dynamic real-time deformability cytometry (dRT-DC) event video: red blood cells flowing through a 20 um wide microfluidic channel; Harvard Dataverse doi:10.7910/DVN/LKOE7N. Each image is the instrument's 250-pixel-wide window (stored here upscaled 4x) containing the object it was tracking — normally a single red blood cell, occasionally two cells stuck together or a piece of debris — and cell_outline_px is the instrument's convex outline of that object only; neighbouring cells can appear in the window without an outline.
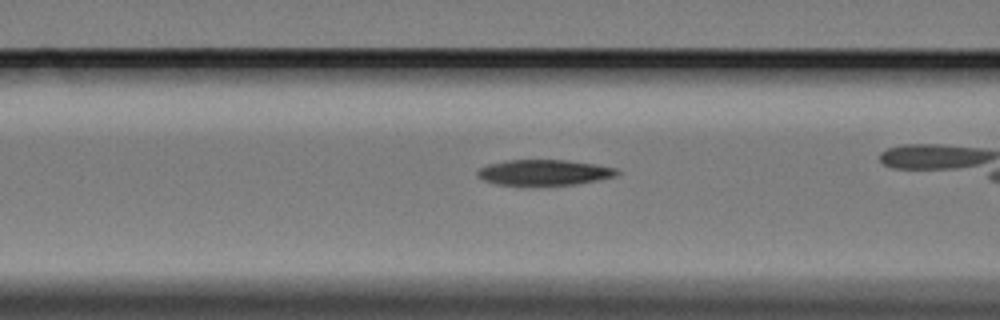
{"species": "Egyptian fruit bat (a non-hibernating species)", "species_latin": "Rousettus aegyptiacus", "temperature_condition": "cold", "stored_images_in_passage": 42, "camera_frame_rate_fps": 3000, "um_per_image_px": 0.085, "animal": {"sex": "female"}, "frame": {"image": 1, "passage_image": 18, "time_ms": 5.667, "image_size_px": [1000, 320], "cell_outline_px": [[620, 172], [616, 176], [600, 180], [576, 184], [496, 184], [484, 180], [476, 176], [476, 172], [480, 168], [488, 164], [504, 160], [568, 160], [616, 168]], "centroid_in_image_um": [46.25, 14.64], "position_along_channel_um": 120.4, "area_um2": 20.58}}
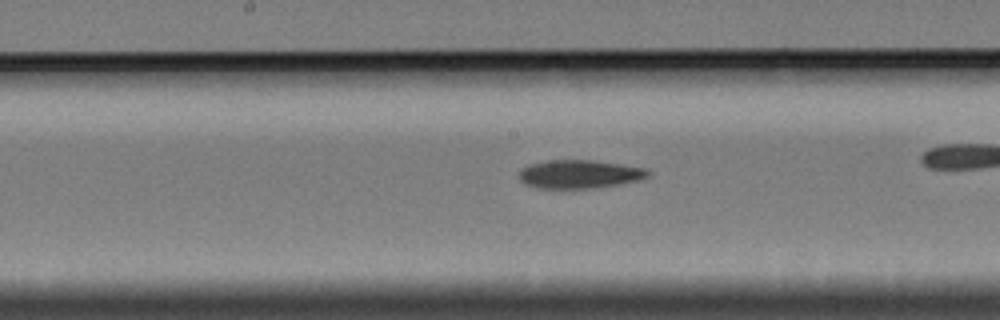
{"frame": {"image": 2, "passage_image": 25, "time_ms": 8.0, "image_size_px": [1000, 320], "cell_outline_px": [[652, 172], [648, 176], [640, 180], [620, 184], [596, 188], [536, 188], [524, 184], [520, 180], [520, 168], [528, 164], [548, 160], [592, 160], [648, 168]], "centroid_in_image_um": [49.26, 14.8], "position_along_channel_um": 198.9, "area_um2": 21.62}}
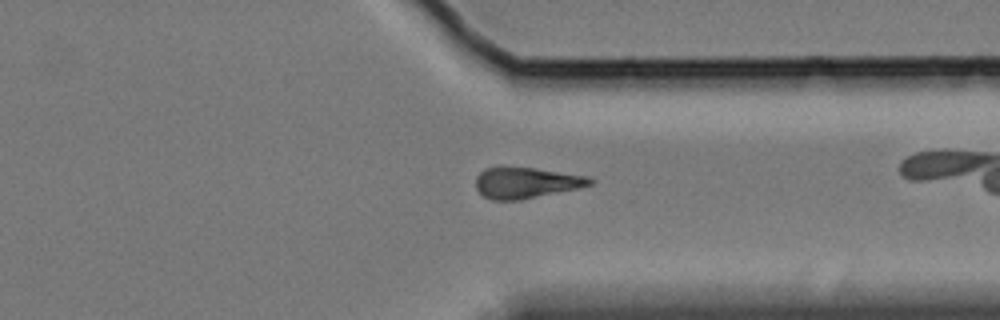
{"frame": {"image": 3, "passage_image": 40, "time_ms": 13.0, "image_size_px": [1000, 320], "cell_outline_px": [[596, 180], [592, 184], [580, 188], [520, 200], [492, 200], [484, 196], [476, 188], [476, 176], [484, 168], [536, 168], [588, 176]], "centroid_in_image_um": [44.76, 15.54], "position_along_channel_um": 366.6, "area_um2": 20.52}}